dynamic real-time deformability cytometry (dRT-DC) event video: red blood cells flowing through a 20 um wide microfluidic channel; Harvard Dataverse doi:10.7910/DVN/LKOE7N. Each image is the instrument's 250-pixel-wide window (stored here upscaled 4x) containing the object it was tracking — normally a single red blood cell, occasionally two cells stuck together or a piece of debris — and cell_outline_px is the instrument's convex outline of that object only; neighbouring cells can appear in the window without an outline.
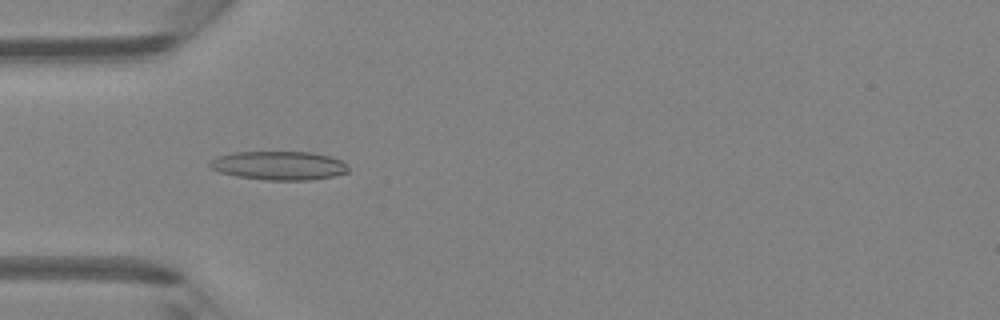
{"species": "Egyptian fruit bat (a non-hibernating species)", "species_latin": "Rousettus aegyptiacus", "temperature_condition": "room temperature", "stored_images_in_passage": 46, "camera_frame_rate_fps": 3000, "um_per_image_px": 0.085, "animal": {"sex": "female"}, "frame": {"image": 1, "passage_image": 14, "time_ms": 4.333, "image_size_px": [1000, 320], "cell_outline_px": [[348, 172], [332, 176], [308, 180], [264, 180], [236, 176], [220, 172], [208, 168], [208, 160], [216, 156], [232, 152], [312, 152], [328, 156], [340, 160], [348, 168]], "centroid_in_image_um": [23.61, 14.07], "position_along_channel_um": 61.4, "area_um2": 23.29}}
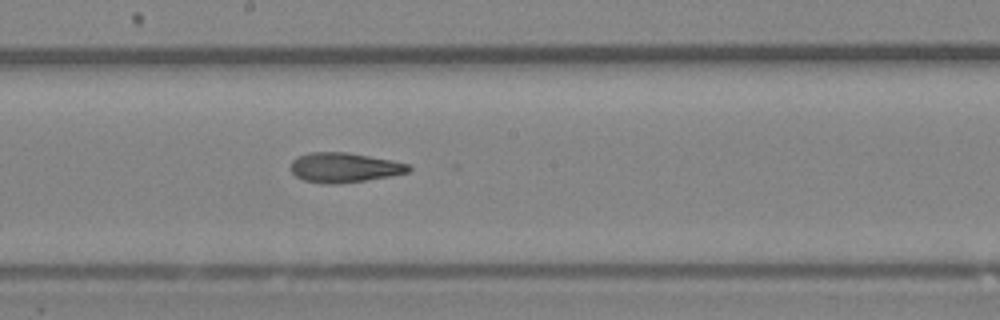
{"frame": {"image": 2, "passage_image": 25, "time_ms": 8.0, "image_size_px": [1000, 320], "cell_outline_px": [[412, 168], [408, 172], [388, 176], [364, 180], [336, 184], [324, 184], [304, 180], [296, 176], [292, 172], [292, 160], [300, 156], [312, 152], [344, 152], [392, 160], [408, 164]], "centroid_in_image_um": [29.26, 14.24], "position_along_channel_um": 218.9, "area_um2": 20.06}}
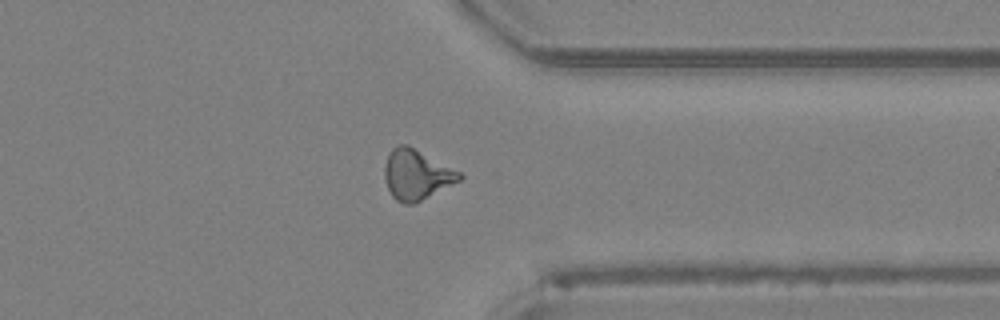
{"frame": {"image": 3, "passage_image": 36, "time_ms": 11.667, "image_size_px": [1000, 320], "cell_outline_px": [[464, 176], [460, 180], [416, 204], [404, 204], [396, 200], [392, 196], [388, 188], [384, 176], [384, 168], [388, 156], [392, 148], [400, 144], [408, 144], [460, 172]], "centroid_in_image_um": [35.4, 14.86], "position_along_channel_um": 376.0, "area_um2": 21.85}, "authors_computed_cell_mechanics": {"area_um2": 20.9236, "velocity_mm_per_s": 4.3575, "shape_relaxation_time_tau1_ms": null, "shape_relaxation_time_tau2_ms": 1.6269, "deformation_change_tau1": null, "deformation_change_tau2": 0.105}}